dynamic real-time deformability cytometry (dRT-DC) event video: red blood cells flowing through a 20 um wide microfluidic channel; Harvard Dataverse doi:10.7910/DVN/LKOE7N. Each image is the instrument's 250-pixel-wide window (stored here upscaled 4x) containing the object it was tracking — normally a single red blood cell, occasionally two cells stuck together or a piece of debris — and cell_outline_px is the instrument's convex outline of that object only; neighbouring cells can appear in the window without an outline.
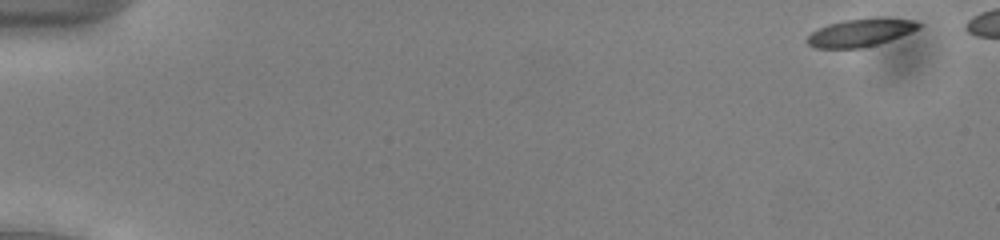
{"species": "common noctule bat (a hibernating species)", "species_latin": "Nyctalus noctula", "temperature_condition": "cold", "stored_images_in_passage": 47, "camera_frame_rate_fps": 3000, "um_per_image_px": 0.085, "animal": {"sex": "male", "body_mass_g": 13.0, "forearm_length_mm": 53.1}, "frame": {"image": 1, "passage_image": 1, "time_ms": 0.0, "image_size_px": [1000, 240], "cell_outline_px": [[924, 24], [920, 28], [900, 36], [876, 44], [860, 48], [816, 48], [808, 44], [808, 36], [812, 32], [828, 24], [844, 20], [916, 20]], "centroid_in_image_um": [73.11, 2.81], "position_along_channel_um": 11.9, "area_um2": 17.11}}
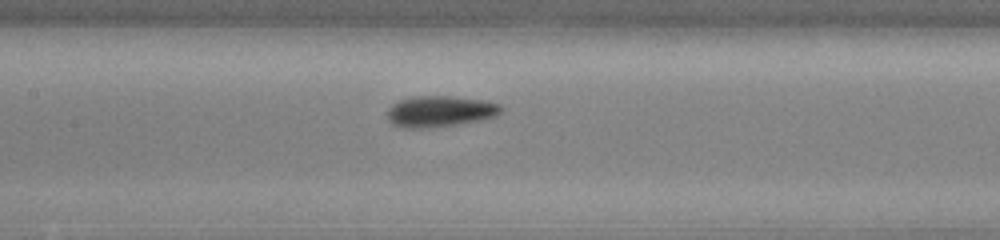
{"frame": {"image": 2, "passage_image": 25, "time_ms": 8.0, "image_size_px": [1000, 240], "cell_outline_px": [[504, 108], [496, 116], [480, 120], [432, 128], [404, 128], [392, 124], [388, 120], [388, 108], [392, 104], [400, 100], [412, 96], [452, 96], [488, 100], [500, 104]], "centroid_in_image_um": [37.41, 9.46], "position_along_channel_um": 170.0, "area_um2": 20.87}}
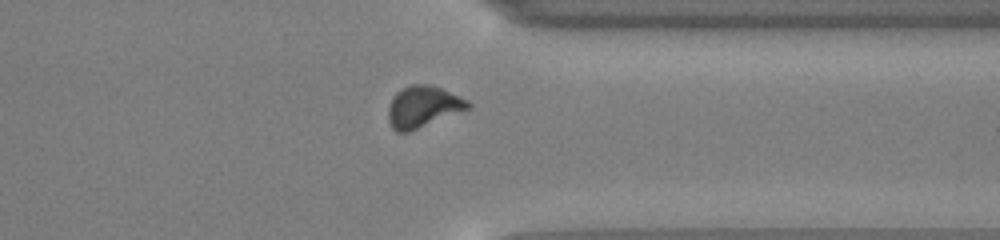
{"frame": {"image": 3, "passage_image": 41, "time_ms": 13.333, "image_size_px": [1000, 240], "cell_outline_px": [[472, 108], [408, 132], [396, 132], [392, 128], [388, 120], [388, 108], [392, 96], [396, 92], [408, 84], [428, 84], [440, 88], [460, 96], [468, 100], [472, 104]], "centroid_in_image_um": [35.96, 9.07], "position_along_channel_um": 375.4, "area_um2": 19.48}}